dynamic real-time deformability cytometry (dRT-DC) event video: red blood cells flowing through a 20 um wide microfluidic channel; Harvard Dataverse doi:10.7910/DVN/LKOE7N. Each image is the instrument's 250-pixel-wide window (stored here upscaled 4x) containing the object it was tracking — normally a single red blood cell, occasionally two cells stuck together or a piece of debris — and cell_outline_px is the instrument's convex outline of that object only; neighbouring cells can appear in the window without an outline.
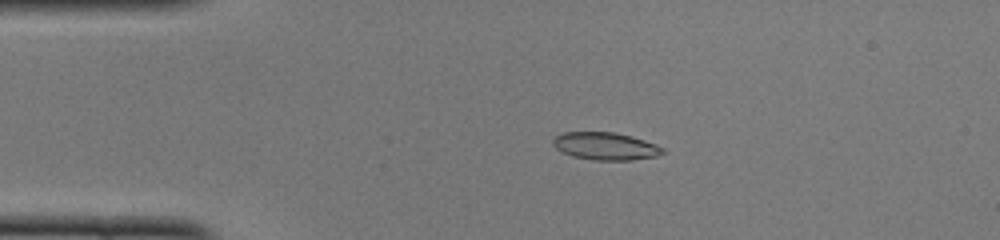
{"species": "common noctule bat (a hibernating species)", "species_latin": "Nyctalus noctula", "temperature_condition": "cold", "stored_images_in_passage": 40, "camera_frame_rate_fps": 3000, "um_per_image_px": 0.085, "animal": {"sex": "female", "body_mass_g": 22.0, "forearm_length_mm": 56.7}, "frame": {"image": 1, "passage_image": 1, "time_ms": 0.0, "image_size_px": [1000, 240], "cell_outline_px": [[668, 152], [656, 156], [632, 160], [592, 160], [572, 156], [556, 148], [552, 144], [552, 140], [556, 136], [564, 132], [616, 132], [632, 136], [656, 144], [664, 148]], "centroid_in_image_um": [51.5, 12.42], "position_along_channel_um": 33.5, "area_um2": 17.74}}
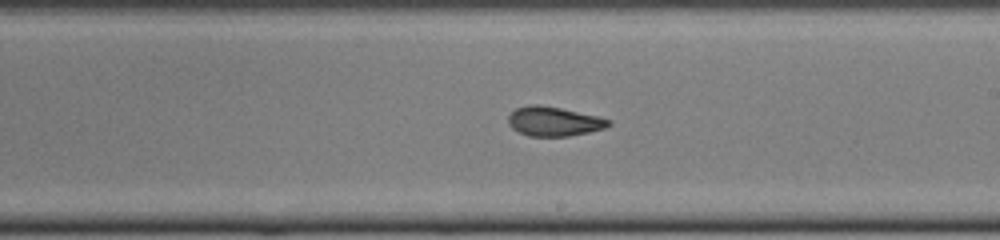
{"frame": {"image": 2, "passage_image": 19, "time_ms": 6.0, "image_size_px": [1000, 240], "cell_outline_px": [[612, 124], [604, 128], [588, 132], [568, 136], [528, 136], [512, 128], [508, 124], [508, 116], [516, 108], [532, 104], [540, 104], [560, 108], [596, 116], [612, 120]], "centroid_in_image_um": [47.06, 10.31], "position_along_channel_um": 241.9, "area_um2": 17.05}}
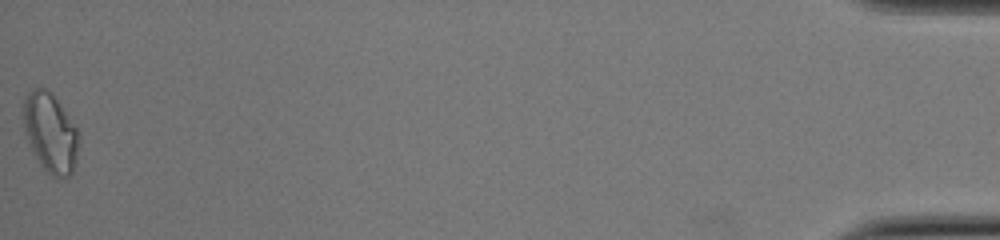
{"frame": {"image": 3, "passage_image": 40, "time_ms": 13.0, "image_size_px": [1000, 240], "cell_outline_px": [[80, 140], [76, 164], [72, 172], [64, 180], [60, 180], [52, 176], [40, 164], [24, 132], [20, 116], [20, 112], [24, 96], [32, 88], [44, 88], [56, 100], [80, 132]], "centroid_in_image_um": [4.26, 11.3], "position_along_channel_um": 430.9, "area_um2": 26.13}, "authors_computed_cell_mechanics": {"area_um2": 17.8602, "velocity_mm_per_s": 4.091, "shape_relaxation_time_tau1_ms": 11.2517, "shape_relaxation_time_tau2_ms": 2.628, "deformation_change_tau1": 0.2102, "deformation_change_tau2": 0.066}}